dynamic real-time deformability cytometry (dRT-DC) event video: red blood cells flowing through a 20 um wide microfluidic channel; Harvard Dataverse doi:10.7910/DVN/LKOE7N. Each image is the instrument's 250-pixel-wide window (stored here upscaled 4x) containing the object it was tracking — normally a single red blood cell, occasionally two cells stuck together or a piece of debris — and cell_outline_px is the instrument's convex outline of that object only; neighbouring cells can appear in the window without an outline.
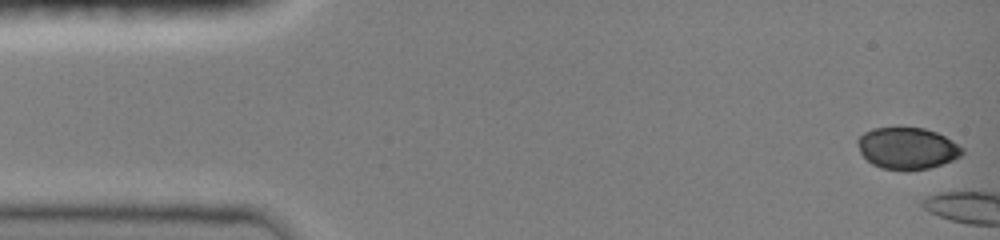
{"species": "common noctule bat (a hibernating species)", "species_latin": "Nyctalus noctula", "temperature_condition": "room temperature", "stored_images_in_passage": 2, "camera_frame_rate_fps": 3000, "um_per_image_px": 0.085, "animal": {"sex": "female", "body_mass_g": 19.0, "forearm_length_mm": 51.5}, "frame": {"image": 1, "passage_image": 1, "time_ms": 0.0, "image_size_px": [1000, 240], "cell_outline_px": [[964, 152], [960, 156], [952, 160], [928, 168], [908, 172], [904, 172], [880, 168], [872, 164], [860, 152], [856, 140], [864, 132], [872, 128], [924, 128], [936, 132], [952, 140], [964, 148]], "centroid_in_image_um": [77.1, 12.63], "position_along_channel_um": 7.9, "area_um2": 25.61}}